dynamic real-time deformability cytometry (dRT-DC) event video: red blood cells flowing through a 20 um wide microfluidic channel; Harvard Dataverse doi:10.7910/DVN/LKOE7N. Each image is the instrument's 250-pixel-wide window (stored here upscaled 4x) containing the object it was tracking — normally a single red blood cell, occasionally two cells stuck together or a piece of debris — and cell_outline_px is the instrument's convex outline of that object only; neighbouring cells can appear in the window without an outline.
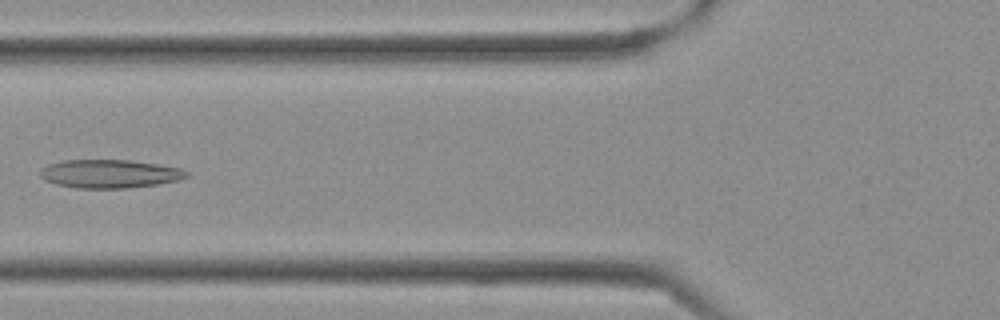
{"species": "Egyptian fruit bat (a non-hibernating species)", "species_latin": "Rousettus aegyptiacus", "temperature_condition": "cold", "stored_images_in_passage": 29, "camera_frame_rate_fps": 3000, "um_per_image_px": 0.085, "frame": {"image": 1, "passage_image": 10, "time_ms": 3.0, "image_size_px": [1000, 320], "cell_outline_px": [[188, 176], [180, 180], [156, 184], [128, 188], [76, 188], [56, 184], [44, 180], [40, 176], [40, 168], [48, 164], [64, 160], [128, 160], [156, 164], [180, 168], [188, 172]], "centroid_in_image_um": [9.29, 14.77], "position_along_channel_um": 116.5, "area_um2": 24.22}}
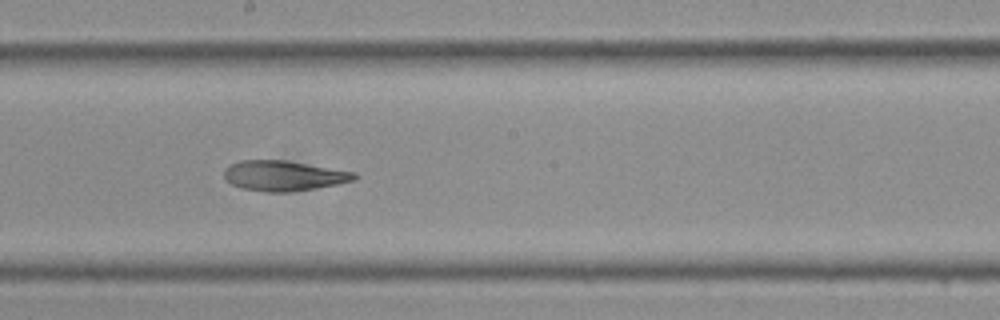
{"frame": {"image": 2, "passage_image": 16, "time_ms": 5.0, "image_size_px": [1000, 320], "cell_outline_px": [[360, 176], [356, 180], [316, 188], [288, 192], [268, 192], [240, 188], [232, 184], [224, 176], [224, 168], [228, 164], [240, 160], [284, 160], [356, 172]], "centroid_in_image_um": [24.12, 14.93], "position_along_channel_um": 224.1, "area_um2": 23.0}}
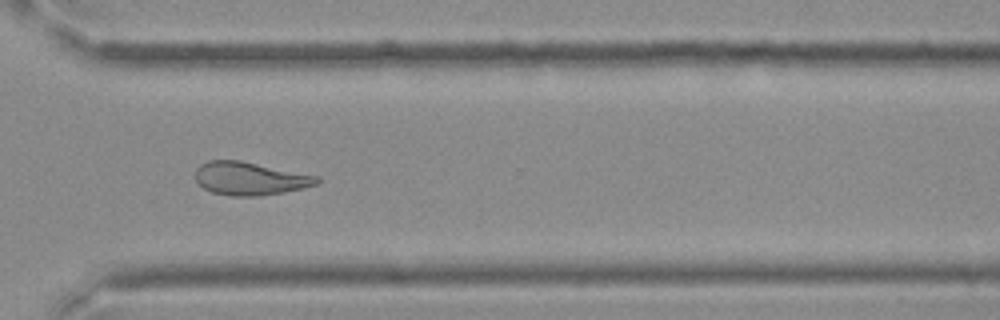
{"frame": {"image": 3, "passage_image": 23, "time_ms": 7.333, "image_size_px": [1000, 320], "cell_outline_px": [[320, 180], [316, 184], [304, 188], [284, 192], [260, 196], [232, 196], [212, 192], [204, 188], [196, 180], [196, 168], [200, 164], [208, 160], [240, 160], [320, 176]], "centroid_in_image_um": [21.26, 15.17], "position_along_channel_um": 349.3, "area_um2": 23.52}}